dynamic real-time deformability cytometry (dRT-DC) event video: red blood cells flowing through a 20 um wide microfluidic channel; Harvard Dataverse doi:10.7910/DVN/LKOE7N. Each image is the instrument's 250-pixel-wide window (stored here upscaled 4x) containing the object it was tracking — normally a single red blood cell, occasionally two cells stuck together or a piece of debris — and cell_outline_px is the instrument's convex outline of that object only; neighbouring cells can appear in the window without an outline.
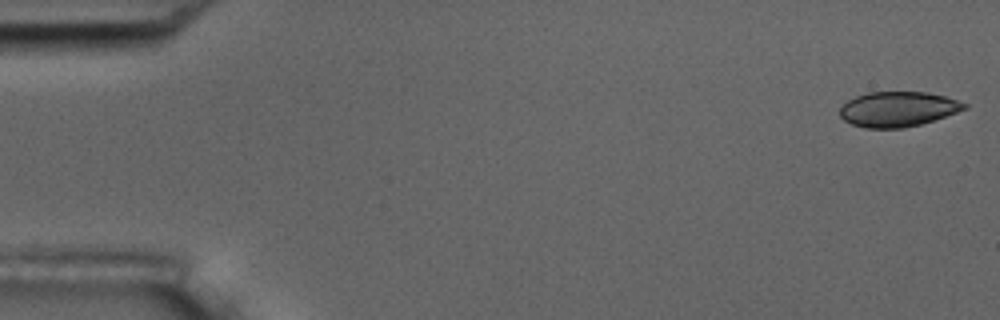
{"species": "common noctule bat (a hibernating species)", "species_latin": "Nyctalus noctula", "temperature_condition": "room temperature", "stored_images_in_passage": 5, "camera_frame_rate_fps": 3000, "um_per_image_px": 0.085, "animal": {"sex": "male", "body_mass_g": 17.5, "forearm_length_mm": 52.3}, "frame": {"image": 1, "passage_image": 1, "time_ms": 0.0, "image_size_px": [1000, 320], "cell_outline_px": [[968, 108], [920, 124], [904, 128], [864, 128], [852, 124], [844, 120], [840, 116], [840, 108], [848, 100], [856, 96], [868, 92], [928, 92], [944, 96], [968, 104]], "centroid_in_image_um": [76.3, 9.27], "position_along_channel_um": 8.7, "area_um2": 25.26}}
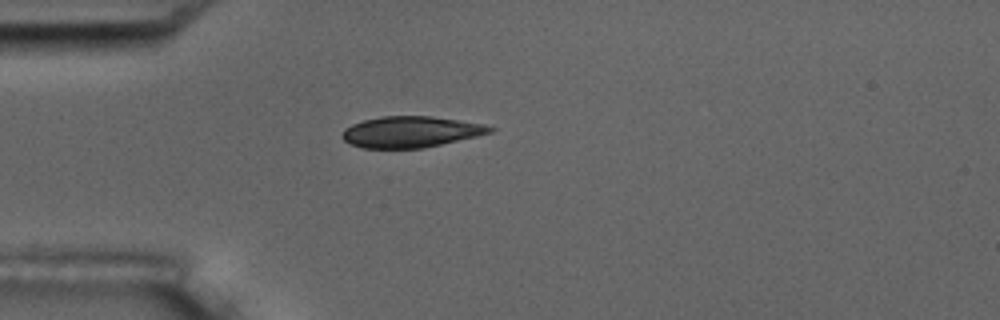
{"frame": {"image": 2, "passage_image": 5, "time_ms": 4.667, "image_size_px": [1000, 320], "cell_outline_px": [[496, 128], [492, 132], [476, 136], [424, 148], [364, 148], [352, 144], [344, 140], [340, 136], [344, 128], [352, 124], [364, 120], [380, 116], [432, 116], [484, 124]], "centroid_in_image_um": [34.9, 11.2], "position_along_channel_um": 50.1, "area_um2": 26.7}}